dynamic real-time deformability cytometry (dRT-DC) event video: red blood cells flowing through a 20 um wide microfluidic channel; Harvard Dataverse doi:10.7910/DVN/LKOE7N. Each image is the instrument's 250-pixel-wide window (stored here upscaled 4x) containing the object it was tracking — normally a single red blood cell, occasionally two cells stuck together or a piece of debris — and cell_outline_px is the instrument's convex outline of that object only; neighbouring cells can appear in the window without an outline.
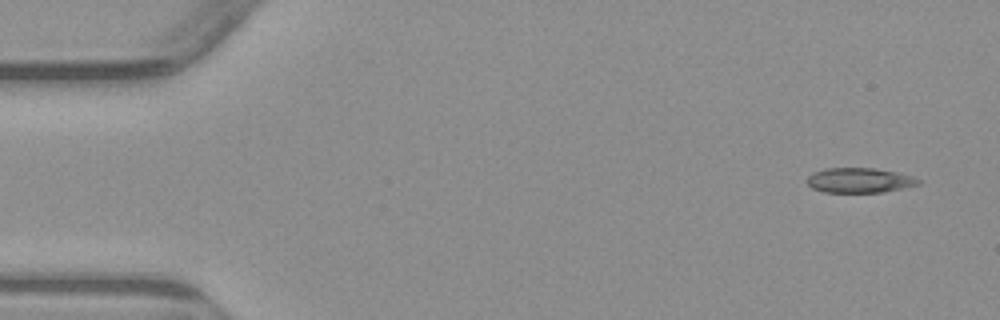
{"species": "common noctule bat (a hibernating species)", "species_latin": "Nyctalus noctula", "temperature_condition": "warm", "stored_images_in_passage": 7, "camera_frame_rate_fps": 3000, "um_per_image_px": 0.085, "animal": {"sex": "male", "body_mass_g": 23.1, "forearm_length_mm": 52.7}, "frame": {"image": 1, "passage_image": 1, "time_ms": 0.0, "image_size_px": [1000, 320], "cell_outline_px": [[924, 180], [920, 184], [884, 192], [824, 192], [812, 188], [804, 180], [812, 172], [828, 168], [872, 168], [896, 172], [912, 176]], "centroid_in_image_um": [73.05, 15.33], "position_along_channel_um": 12.0, "area_um2": 16.24}}
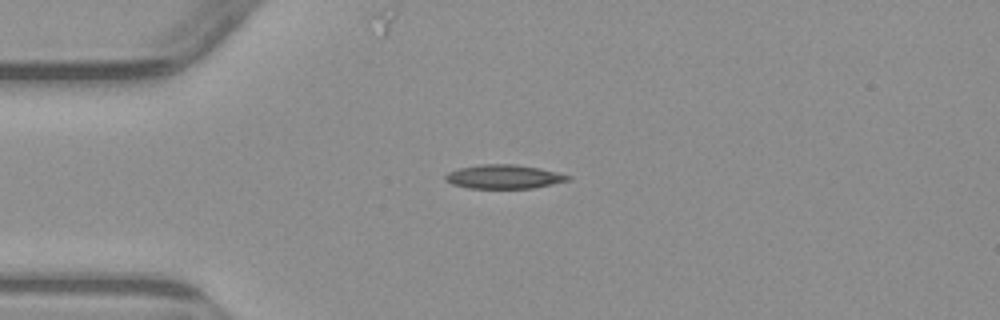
{"frame": {"image": 2, "passage_image": 4, "time_ms": 3.333, "image_size_px": [1000, 320], "cell_outline_px": [[572, 180], [532, 188], [468, 188], [452, 184], [444, 180], [444, 176], [448, 172], [460, 168], [480, 164], [516, 164], [540, 168], [572, 176]], "centroid_in_image_um": [42.84, 15.02], "position_along_channel_um": 42.2, "area_um2": 17.17}}
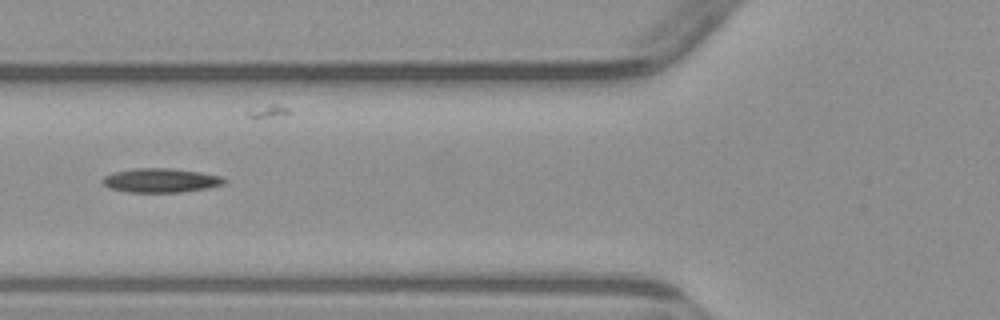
{"frame": {"image": 3, "passage_image": 6, "time_ms": 5.667, "image_size_px": [1000, 320], "cell_outline_px": [[228, 180], [224, 184], [208, 188], [180, 192], [128, 192], [108, 188], [100, 180], [104, 176], [112, 172], [132, 168], [172, 168], [200, 172], [220, 176]], "centroid_in_image_um": [13.63, 15.33], "position_along_channel_um": 112.2, "area_um2": 17.28}}